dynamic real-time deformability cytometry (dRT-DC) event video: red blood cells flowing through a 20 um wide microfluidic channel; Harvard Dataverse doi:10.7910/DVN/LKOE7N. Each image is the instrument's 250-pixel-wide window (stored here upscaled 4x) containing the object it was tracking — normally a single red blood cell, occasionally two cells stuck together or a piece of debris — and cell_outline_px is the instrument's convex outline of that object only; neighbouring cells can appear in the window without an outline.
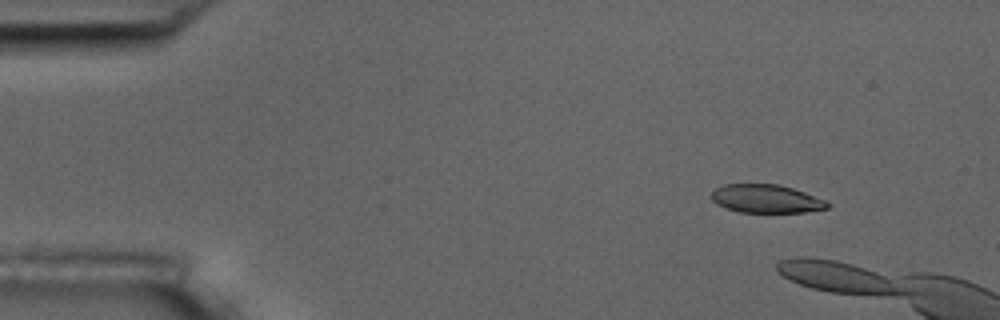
{"species": "common noctule bat (a hibernating species)", "species_latin": "Nyctalus noctula", "temperature_condition": "room temperature", "stored_images_in_passage": 14, "camera_frame_rate_fps": 3000, "um_per_image_px": 0.085, "animal": {"sex": "male", "body_mass_g": 17.5, "forearm_length_mm": 52.3}, "frame": {"image": 1, "passage_image": 7, "time_ms": 2.0, "image_size_px": [1000, 320], "cell_outline_px": [[832, 204], [828, 208], [804, 212], [740, 212], [724, 208], [716, 204], [712, 200], [712, 192], [716, 188], [724, 184], [780, 184], [804, 192], [824, 200]], "centroid_in_image_um": [65.11, 16.89], "position_along_channel_um": 19.9, "area_um2": 19.13}}